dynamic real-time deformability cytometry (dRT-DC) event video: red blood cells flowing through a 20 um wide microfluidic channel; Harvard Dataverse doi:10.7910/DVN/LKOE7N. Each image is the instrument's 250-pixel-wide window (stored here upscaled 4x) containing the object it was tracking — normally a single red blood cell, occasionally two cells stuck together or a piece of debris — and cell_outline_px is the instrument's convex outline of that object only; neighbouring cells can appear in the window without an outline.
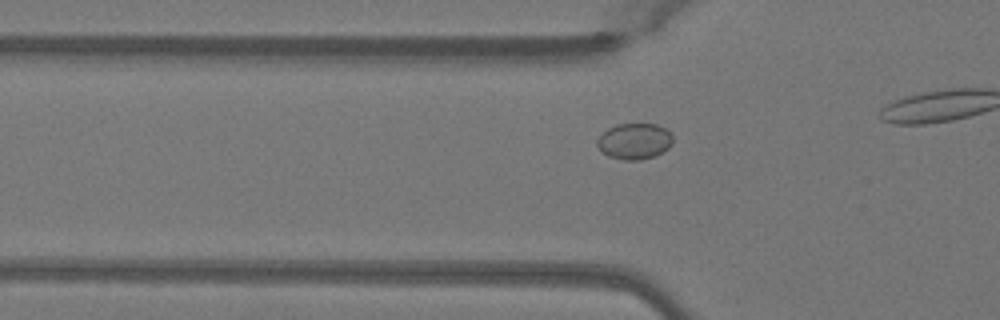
{"species": "Egyptian fruit bat (a non-hibernating species)", "species_latin": "Rousettus aegyptiacus", "temperature_condition": "warm", "stored_images_in_passage": 18, "camera_frame_rate_fps": 3000, "um_per_image_px": 0.085, "animal": {"sex": "female"}, "frame": {"image": 1, "passage_image": 13, "time_ms": 4.0, "image_size_px": [1000, 320], "cell_outline_px": [[672, 144], [668, 148], [656, 156], [640, 160], [624, 160], [608, 156], [596, 144], [596, 140], [608, 128], [616, 124], [656, 124], [672, 132]], "centroid_in_image_um": [53.95, 12.0], "position_along_channel_um": 71.8, "area_um2": 15.9}}